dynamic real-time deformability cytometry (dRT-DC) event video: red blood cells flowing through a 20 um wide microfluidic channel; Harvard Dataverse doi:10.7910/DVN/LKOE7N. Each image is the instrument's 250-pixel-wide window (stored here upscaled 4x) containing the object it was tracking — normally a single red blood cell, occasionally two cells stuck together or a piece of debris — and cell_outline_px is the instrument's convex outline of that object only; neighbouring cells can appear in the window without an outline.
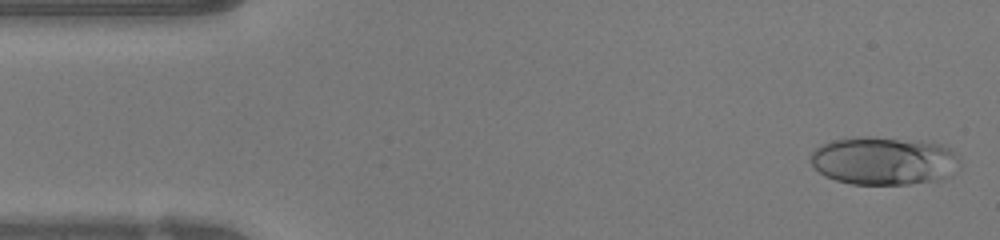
{"species": "human", "species_latin": "Homo sapiens", "temperature_condition": "warm", "stored_images_in_passage": 48, "camera_frame_rate_fps": 3000, "um_per_image_px": 0.085, "donor": {"sex": "female"}, "frame": {"image": 1, "passage_image": 1, "time_ms": 0.0, "image_size_px": [1000, 240], "cell_outline_px": [[960, 164], [948, 176], [940, 180], [908, 184], [852, 184], [836, 180], [824, 176], [812, 164], [812, 152], [820, 144], [832, 140], [856, 136], [872, 136], [920, 140], [940, 144], [952, 148], [956, 152], [960, 160]], "centroid_in_image_um": [75.15, 13.64], "position_along_channel_um": 9.8, "area_um2": 42.37}}
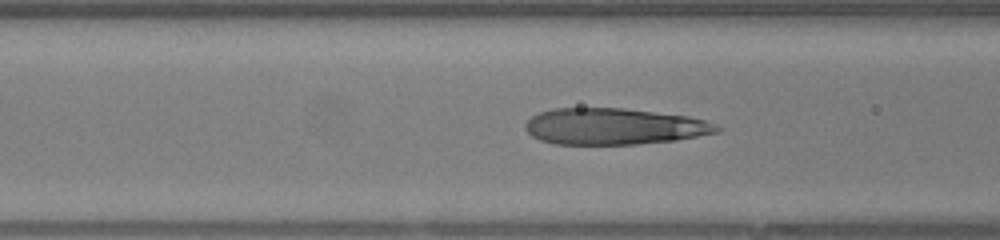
{"frame": {"image": 2, "passage_image": 17, "time_ms": 5.333, "image_size_px": [1000, 240], "cell_outline_px": [[724, 128], [720, 132], [676, 140], [636, 144], [552, 144], [540, 140], [532, 136], [524, 128], [524, 124], [532, 116], [540, 112], [552, 108], [624, 108], [688, 116], [704, 120], [716, 124]], "centroid_in_image_um": [52.2, 10.75], "position_along_channel_um": 114.4, "area_um2": 40.81}}
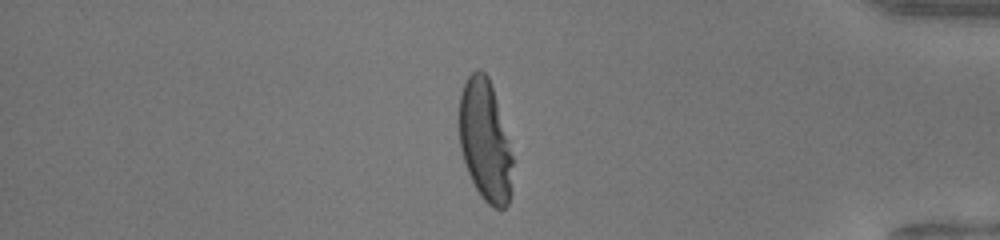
{"frame": {"image": 3, "passage_image": 40, "time_ms": 13.0, "image_size_px": [1000, 240], "cell_outline_px": [[512, 164], [508, 204], [504, 208], [492, 208], [480, 196], [464, 164], [460, 148], [460, 92], [468, 76], [476, 68], [480, 68], [488, 76], [496, 100], [508, 140], [512, 156]], "centroid_in_image_um": [41.21, 11.96], "position_along_channel_um": 394.0, "area_um2": 37.22}, "authors_computed_cell_mechanics": {"area_um2": 40.6912, "velocity_mm_per_s": 4.1118, "shape_relaxation_time_tau1_ms": 5.1467, "shape_relaxation_time_tau2_ms": 0.7789, "deformation_change_tau1": 0.2629, "deformation_change_tau2": 0.0973}}